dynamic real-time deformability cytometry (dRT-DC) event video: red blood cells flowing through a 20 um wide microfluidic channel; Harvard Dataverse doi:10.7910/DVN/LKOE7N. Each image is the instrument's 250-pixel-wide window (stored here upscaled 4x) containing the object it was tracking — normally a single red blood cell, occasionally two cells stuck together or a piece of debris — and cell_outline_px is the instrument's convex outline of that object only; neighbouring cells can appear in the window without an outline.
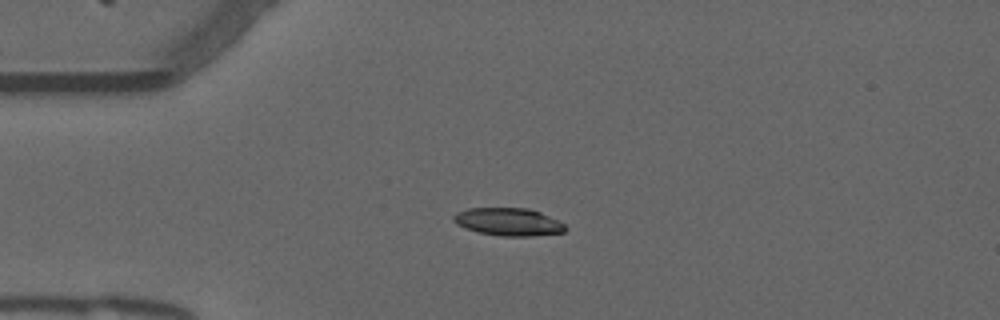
{"species": "common noctule bat (a hibernating species)", "species_latin": "Nyctalus noctula", "temperature_condition": "warm", "stored_images_in_passage": 42, "camera_frame_rate_fps": 3000, "um_per_image_px": 0.085, "animal": {"sex": "male", "forearm_length_mm": 52.5}, "frame": {"image": 1, "passage_image": 1, "time_ms": 0.0, "image_size_px": [1000, 320], "cell_outline_px": [[568, 228], [564, 232], [532, 236], [500, 236], [480, 232], [456, 224], [452, 220], [452, 216], [456, 212], [468, 208], [528, 208], [540, 212], [564, 224]], "centroid_in_image_um": [43.2, 18.85], "position_along_channel_um": 41.8, "area_um2": 17.98}}
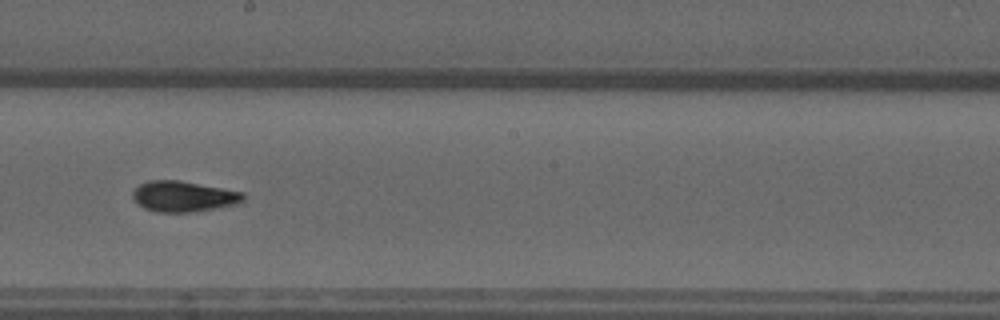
{"frame": {"image": 2, "passage_image": 18, "time_ms": 5.667, "image_size_px": [1000, 320], "cell_outline_px": [[244, 200], [240, 204], [192, 212], [156, 212], [144, 208], [132, 196], [132, 192], [140, 184], [148, 180], [180, 180], [244, 192]], "centroid_in_image_um": [15.63, 16.69], "position_along_channel_um": 232.6, "area_um2": 19.83}}
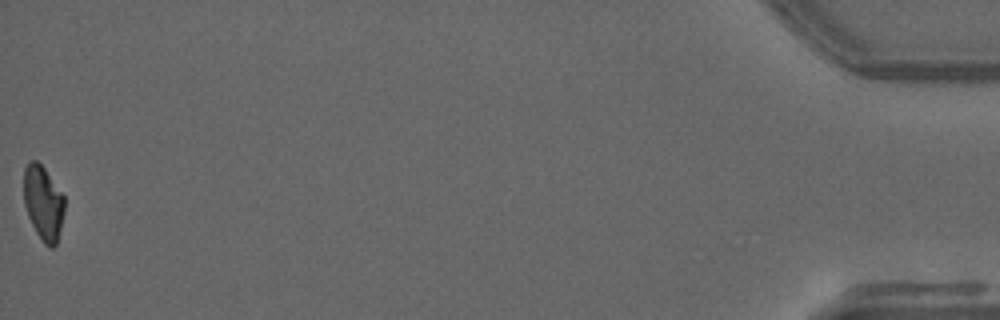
{"frame": {"image": 3, "passage_image": 42, "time_ms": 13.667, "image_size_px": [1000, 320], "cell_outline_px": [[64, 212], [56, 244], [52, 248], [48, 248], [44, 244], [36, 232], [28, 216], [24, 204], [24, 168], [32, 160], [36, 160], [44, 168], [64, 196]], "centroid_in_image_um": [3.67, 17.26], "position_along_channel_um": 431.5, "area_um2": 17.46}, "authors_computed_cell_mechanics": {"area_um2": 18.7561, "velocity_mm_per_s": 3.7986, "shape_relaxation_time_tau1_ms": 8.788, "shape_relaxation_time_tau2_ms": 2.5889, "deformation_change_tau1": 0.2514, "deformation_change_tau2": 0.0777}}